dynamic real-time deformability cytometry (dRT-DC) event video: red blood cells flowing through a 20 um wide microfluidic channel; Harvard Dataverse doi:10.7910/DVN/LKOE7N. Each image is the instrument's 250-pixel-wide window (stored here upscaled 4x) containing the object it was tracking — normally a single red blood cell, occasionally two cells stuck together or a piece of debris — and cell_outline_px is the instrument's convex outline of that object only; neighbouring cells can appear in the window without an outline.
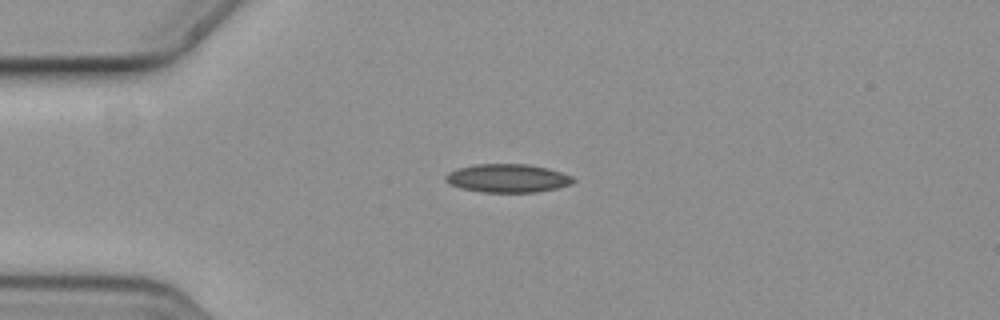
{"species": "common noctule bat (a hibernating species)", "species_latin": "Nyctalus noctula", "temperature_condition": "cold", "stored_images_in_passage": 2, "camera_frame_rate_fps": 3000, "um_per_image_px": 0.085, "animal": {"sex": "female", "body_mass_g": 19.3, "forearm_length_mm": 54.1}, "frame": {"image": 1, "passage_image": 1, "time_ms": 0.0, "image_size_px": [1000, 320], "cell_outline_px": [[576, 180], [572, 184], [556, 188], [536, 192], [484, 192], [460, 188], [448, 184], [444, 180], [444, 176], [448, 172], [456, 168], [476, 164], [528, 164], [548, 168], [572, 176]], "centroid_in_image_um": [43.11, 15.14], "position_along_channel_um": 41.9, "area_um2": 21.27}}